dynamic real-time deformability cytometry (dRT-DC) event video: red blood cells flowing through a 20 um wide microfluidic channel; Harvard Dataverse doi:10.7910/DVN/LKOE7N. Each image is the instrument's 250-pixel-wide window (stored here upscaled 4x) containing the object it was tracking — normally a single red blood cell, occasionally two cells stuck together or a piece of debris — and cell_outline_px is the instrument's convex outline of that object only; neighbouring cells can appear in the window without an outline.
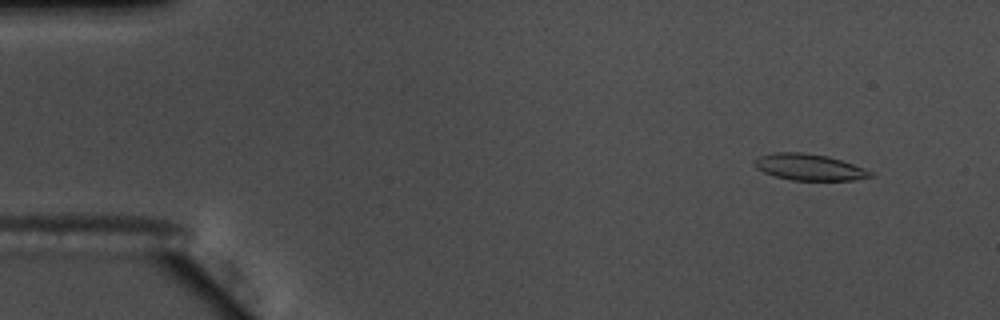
{"species": "common noctule bat (a hibernating species)", "species_latin": "Nyctalus noctula", "temperature_condition": "warm", "stored_images_in_passage": 56, "camera_frame_rate_fps": 3000, "um_per_image_px": 0.085, "animal": {"sex": "male", "body_mass_g": 17.5, "forearm_length_mm": 52.3}, "frame": {"image": 1, "passage_image": 5, "time_ms": 1.333, "image_size_px": [1000, 320], "cell_outline_px": [[872, 176], [856, 180], [792, 180], [776, 176], [764, 172], [756, 168], [752, 164], [752, 160], [760, 156], [772, 152], [804, 152], [828, 156], [864, 168], [872, 172]], "centroid_in_image_um": [68.73, 14.2], "position_along_channel_um": 16.3, "area_um2": 17.8}}
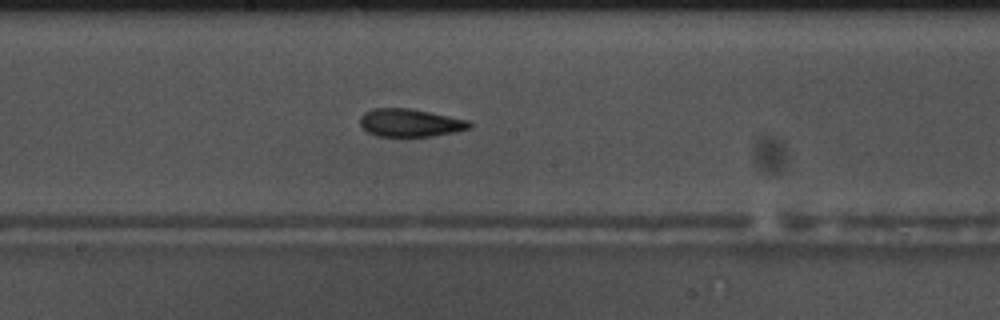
{"frame": {"image": 2, "passage_image": 30, "time_ms": 9.667, "image_size_px": [1000, 320], "cell_outline_px": [[472, 128], [456, 132], [432, 136], [376, 136], [368, 132], [360, 124], [360, 116], [364, 112], [372, 108], [412, 108], [468, 120], [472, 124]], "centroid_in_image_um": [34.87, 10.43], "position_along_channel_um": 213.3, "area_um2": 17.92}}
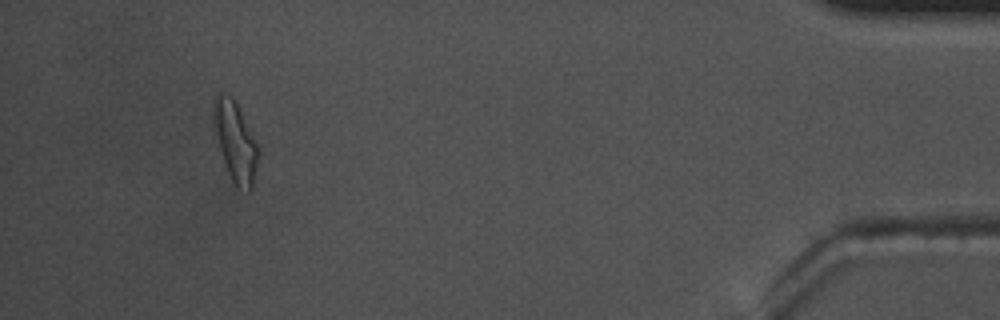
{"frame": {"image": 3, "passage_image": 52, "time_ms": 17.0, "image_size_px": [1000, 320], "cell_outline_px": [[256, 160], [252, 192], [248, 192], [236, 188], [228, 172], [220, 148], [212, 120], [212, 100], [220, 92], [232, 96], [256, 144]], "centroid_in_image_um": [19.94, 12.03], "position_along_channel_um": 415.3, "area_um2": 20.0}, "authors_computed_cell_mechanics": {"area_um2": 17.9758, "velocity_mm_per_s": 3.6734, "shape_relaxation_time_tau1_ms": 10.0665, "shape_relaxation_time_tau2_ms": 3.5657, "deformation_change_tau1": 0.2428, "deformation_change_tau2": 0.111}}